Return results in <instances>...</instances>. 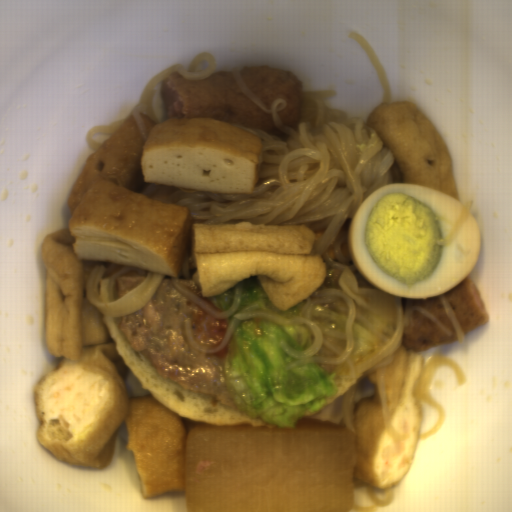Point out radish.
Instances as JSON below:
<instances>
[{
  "instance_id": "1f323893",
  "label": "radish",
  "mask_w": 512,
  "mask_h": 512,
  "mask_svg": "<svg viewBox=\"0 0 512 512\" xmlns=\"http://www.w3.org/2000/svg\"><path fill=\"white\" fill-rule=\"evenodd\" d=\"M358 458L356 432L335 423L197 422L186 432V512H351Z\"/></svg>"
}]
</instances>
